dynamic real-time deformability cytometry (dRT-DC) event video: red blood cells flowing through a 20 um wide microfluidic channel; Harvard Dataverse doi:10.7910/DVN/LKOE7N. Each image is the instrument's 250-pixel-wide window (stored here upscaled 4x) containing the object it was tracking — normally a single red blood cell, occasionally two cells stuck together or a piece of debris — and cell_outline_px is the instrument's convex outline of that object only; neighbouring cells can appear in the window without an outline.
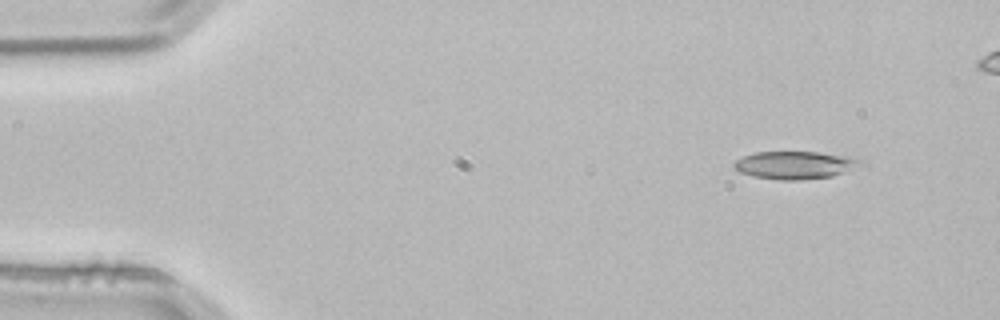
{"species": "common noctule bat (a hibernating species)", "species_latin": "Nyctalus noctula", "temperature_condition": "room temperature", "stored_images_in_passage": 3, "camera_frame_rate_fps": 3000, "um_per_image_px": 0.085, "animal": {"sex": "male", "body_mass_g": 21.5, "forearm_length_mm": 52.0}, "frame": {"image": 1, "passage_image": 1, "time_ms": 0.0, "image_size_px": [1000, 320], "cell_outline_px": [[868, 164], [832, 176], [800, 180], [780, 180], [752, 176], [740, 172], [732, 168], [732, 164], [736, 160], [744, 156], [756, 152], [816, 152], [848, 156], [860, 160]], "centroid_in_image_um": [67.58, 14.03], "position_along_channel_um": 17.4, "area_um2": 20.58}}